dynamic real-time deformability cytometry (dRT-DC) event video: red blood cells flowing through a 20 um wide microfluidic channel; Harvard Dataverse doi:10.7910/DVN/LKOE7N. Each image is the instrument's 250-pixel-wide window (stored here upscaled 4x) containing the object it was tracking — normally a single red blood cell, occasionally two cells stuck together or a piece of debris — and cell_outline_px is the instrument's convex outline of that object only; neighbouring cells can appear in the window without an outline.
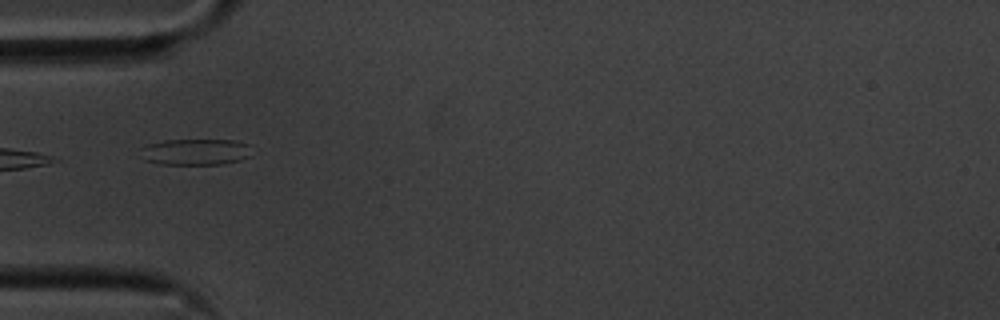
{"species": "common noctule bat (a hibernating species)", "species_latin": "Nyctalus noctula", "temperature_condition": "cold", "stored_images_in_passage": 24, "camera_frame_rate_fps": 3000, "um_per_image_px": 0.085, "animal": {"sex": "male", "body_mass_g": 20.1, "forearm_length_mm": 53.5}, "frame": {"image": 1, "passage_image": 1, "time_ms": 0.0, "image_size_px": [1000, 320], "cell_outline_px": [[252, 156], [240, 160], [220, 164], [160, 164], [144, 160], [140, 148], [144, 144], [164, 140], [232, 140], [248, 144]], "centroid_in_image_um": [16.59, 12.9], "position_along_channel_um": 68.4, "area_um2": 17.11}}